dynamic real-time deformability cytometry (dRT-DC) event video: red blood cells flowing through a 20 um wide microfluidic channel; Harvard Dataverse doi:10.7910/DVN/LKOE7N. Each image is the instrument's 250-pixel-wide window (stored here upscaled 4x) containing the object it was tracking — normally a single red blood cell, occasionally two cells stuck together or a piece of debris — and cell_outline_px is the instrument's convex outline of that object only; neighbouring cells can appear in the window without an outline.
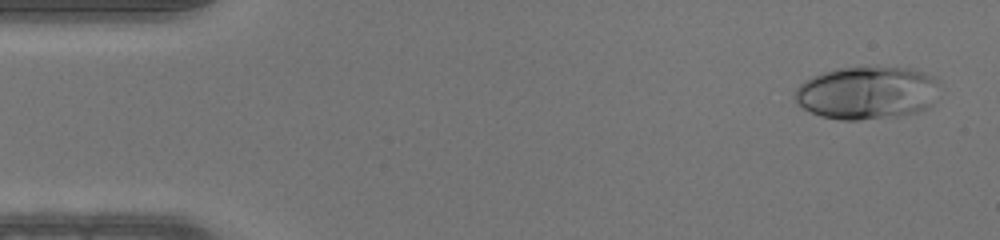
{"species": "human", "species_latin": "Homo sapiens", "temperature_condition": "warm", "stored_images_in_passage": 45, "camera_frame_rate_fps": 3000, "um_per_image_px": 0.085, "donor": {"sex": "male"}, "frame": {"image": 1, "passage_image": 1, "time_ms": 0.0, "image_size_px": [1000, 240], "cell_outline_px": [[936, 80], [932, 104], [916, 112], [896, 116], [860, 120], [840, 120], [820, 116], [796, 104], [792, 92], [804, 80], [812, 76], [836, 68], [908, 68], [932, 76]], "centroid_in_image_um": [73.58, 7.9], "position_along_channel_um": 11.4, "area_um2": 44.04}}
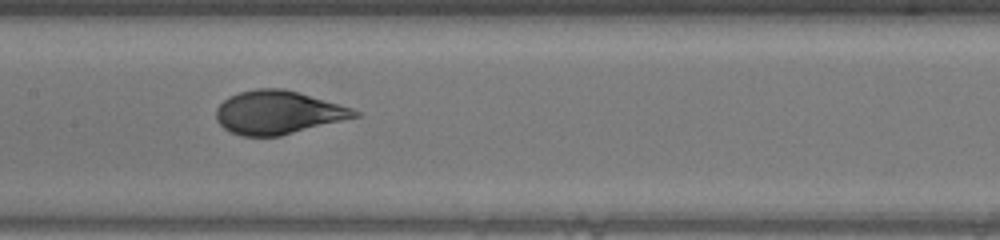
{"frame": {"image": 2, "passage_image": 21, "time_ms": 6.667, "image_size_px": [1000, 240], "cell_outline_px": [[360, 116], [280, 136], [240, 136], [224, 128], [216, 120], [216, 108], [228, 96], [240, 92], [256, 88], [284, 88], [352, 108], [360, 112]], "centroid_in_image_um": [23.61, 9.56], "position_along_channel_um": 183.8, "area_um2": 34.85}}
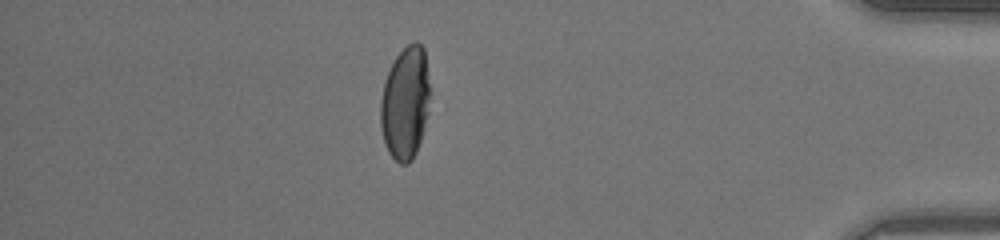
{"frame": {"image": 3, "passage_image": 39, "time_ms": 12.667, "image_size_px": [1000, 240], "cell_outline_px": [[432, 96], [428, 112], [420, 140], [416, 152], [412, 160], [408, 164], [400, 164], [388, 152], [384, 140], [380, 124], [380, 100], [384, 80], [396, 56], [408, 44], [416, 40], [424, 48]], "centroid_in_image_um": [34.47, 8.73], "position_along_channel_um": 400.7, "area_um2": 32.95}}